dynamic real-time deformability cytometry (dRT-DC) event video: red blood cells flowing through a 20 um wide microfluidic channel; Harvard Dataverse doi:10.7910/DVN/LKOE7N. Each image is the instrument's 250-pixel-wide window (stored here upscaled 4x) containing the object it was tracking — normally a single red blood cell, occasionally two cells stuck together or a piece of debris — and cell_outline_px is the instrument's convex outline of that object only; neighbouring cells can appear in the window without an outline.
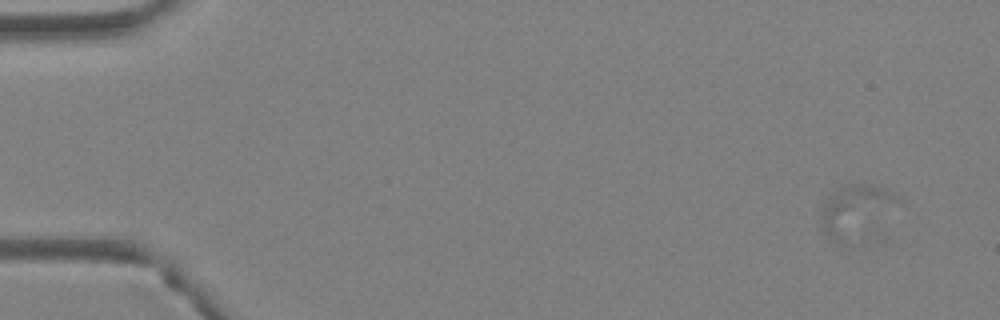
{"species": "Egyptian fruit bat (a non-hibernating species)", "species_latin": "Rousettus aegyptiacus", "temperature_condition": "warm", "stored_images_in_passage": 5, "camera_frame_rate_fps": 3000, "um_per_image_px": 0.085, "animal": {"sex": "female"}, "frame": {"image": 1, "passage_image": 2, "time_ms": 0.333, "image_size_px": [1000, 320], "cell_outline_px": [[900, 200], [884, 240], [844, 252], [820, 224], [820, 208], [824, 200], [840, 184], [872, 184], [892, 192], [900, 196]], "centroid_in_image_um": [72.95, 18.25], "position_along_channel_um": 12.0, "area_um2": 28.78}}